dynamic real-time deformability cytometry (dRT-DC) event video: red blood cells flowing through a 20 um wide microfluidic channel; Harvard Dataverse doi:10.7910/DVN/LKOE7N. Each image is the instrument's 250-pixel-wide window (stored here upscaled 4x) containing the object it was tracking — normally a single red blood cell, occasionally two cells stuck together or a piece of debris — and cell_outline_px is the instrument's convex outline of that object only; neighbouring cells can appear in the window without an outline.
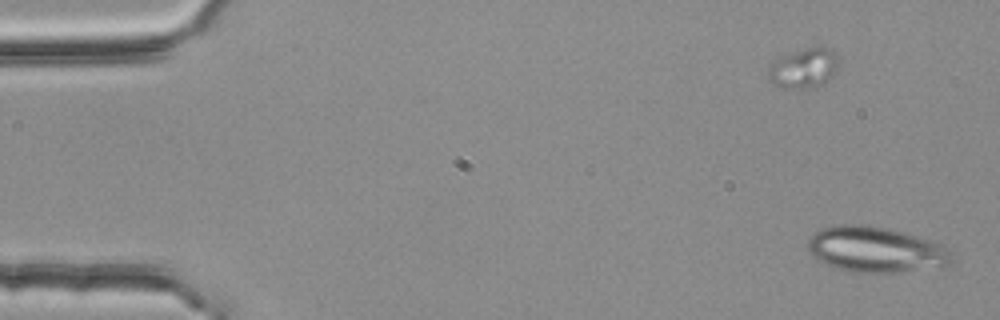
{"species": "common noctule bat (a hibernating species)", "species_latin": "Nyctalus noctula", "temperature_condition": "room temperature", "stored_images_in_passage": 52, "camera_frame_rate_fps": 3000, "um_per_image_px": 0.085, "animal": {"sex": "female", "body_mass_g": 25.1}, "frame": {"image": 1, "passage_image": 1, "time_ms": 0.0, "image_size_px": [1000, 320], "cell_outline_px": [[952, 260], [948, 264], [900, 272], [852, 272], [836, 268], [816, 260], [812, 256], [808, 248], [808, 240], [816, 232], [824, 228], [840, 224], [860, 224], [884, 228], [904, 232], [940, 244], [952, 252]], "centroid_in_image_um": [74.39, 21.21], "position_along_channel_um": 10.6, "area_um2": 37.69}}
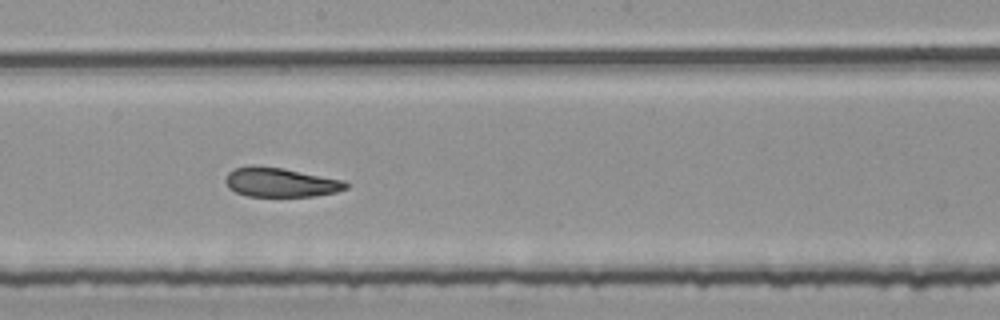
{"frame": {"image": 2, "passage_image": 29, "time_ms": 9.333, "image_size_px": [1000, 320], "cell_outline_px": [[348, 188], [336, 192], [316, 196], [248, 196], [236, 192], [228, 188], [224, 180], [228, 172], [236, 168], [252, 164], [284, 168], [344, 180], [348, 184]], "centroid_in_image_um": [23.83, 15.49], "position_along_channel_um": 224.4, "area_um2": 20.75}}
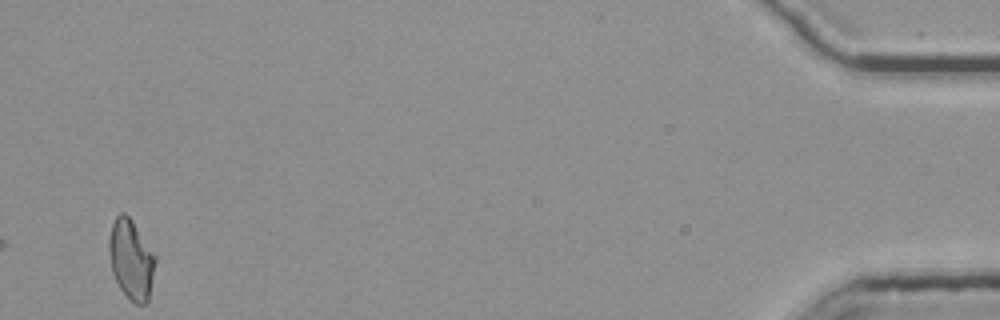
{"frame": {"image": 3, "passage_image": 52, "time_ms": 17.0, "image_size_px": [1000, 320], "cell_outline_px": [[156, 260], [148, 300], [144, 304], [136, 304], [120, 288], [112, 272], [108, 252], [108, 240], [112, 224], [116, 216], [120, 212], [124, 212], [132, 220], [156, 256]], "centroid_in_image_um": [11.13, 22.02], "position_along_channel_um": 424.1, "area_um2": 21.33}, "authors_computed_cell_mechanics": {"area_um2": 21.7039, "velocity_mm_per_s": 3.7554, "shape_relaxation_time_tau1_ms": 11.1294, "shape_relaxation_time_tau2_ms": 1.678, "deformation_change_tau1": 0.2192, "deformation_change_tau2": 0.0809}}